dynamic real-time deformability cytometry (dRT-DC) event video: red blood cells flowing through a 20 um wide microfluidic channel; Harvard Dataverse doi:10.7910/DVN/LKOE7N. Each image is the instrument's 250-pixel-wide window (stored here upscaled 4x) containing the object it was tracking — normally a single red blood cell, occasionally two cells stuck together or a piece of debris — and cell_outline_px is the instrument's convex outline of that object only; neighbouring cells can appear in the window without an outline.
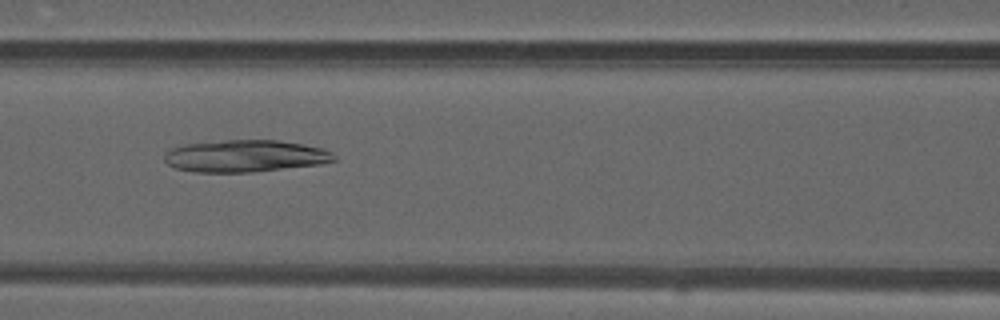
{"species": "common noctule bat (a hibernating species)", "species_latin": "Nyctalus noctula", "temperature_condition": "warm", "stored_images_in_passage": 47, "camera_frame_rate_fps": 3000, "um_per_image_px": 0.085, "animal": {"sex": "male", "forearm_length_mm": 52.5}, "frame": {"image": 1, "passage_image": 21, "time_ms": 6.667, "image_size_px": [1000, 320], "cell_outline_px": [[336, 160], [320, 164], [252, 172], [196, 172], [176, 168], [168, 164], [164, 160], [164, 152], [172, 148], [188, 144], [224, 140], [276, 140], [304, 144], [320, 148], [332, 152], [336, 156]], "centroid_in_image_um": [20.84, 13.26], "position_along_channel_um": 145.8, "area_um2": 31.56}}
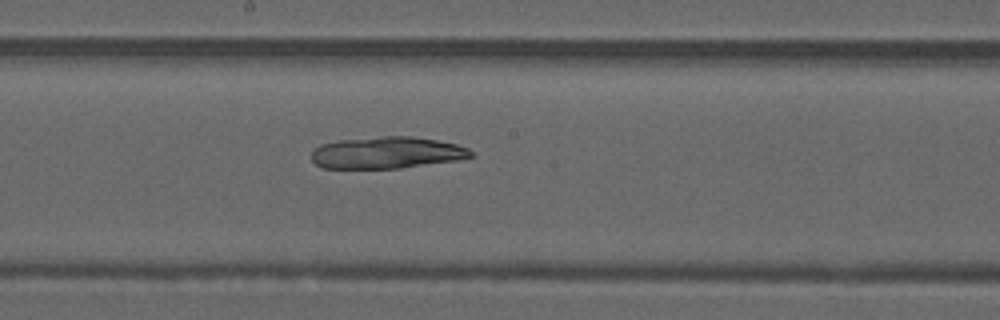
{"frame": {"image": 2, "passage_image": 26, "time_ms": 8.333, "image_size_px": [1000, 320], "cell_outline_px": [[476, 156], [460, 160], [400, 168], [320, 168], [312, 160], [312, 152], [320, 144], [340, 140], [384, 136], [412, 136], [436, 140], [456, 144], [468, 148]], "centroid_in_image_um": [32.91, 12.98], "position_along_channel_um": 215.3, "area_um2": 29.59}}
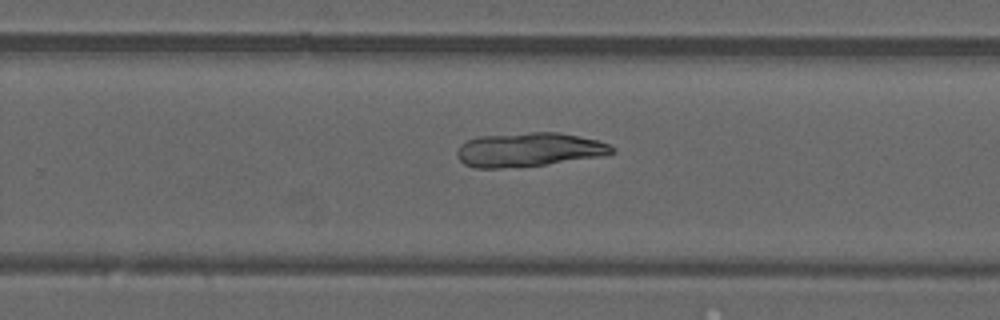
{"frame": {"image": 3, "passage_image": 31, "time_ms": 10.0, "image_size_px": [1000, 320], "cell_outline_px": [[616, 152], [604, 156], [544, 164], [500, 168], [476, 168], [464, 164], [456, 156], [456, 152], [460, 144], [468, 140], [480, 136], [532, 132], [560, 132], [600, 140], [616, 148]], "centroid_in_image_um": [44.99, 12.71], "position_along_channel_um": 284.8, "area_um2": 30.81}}